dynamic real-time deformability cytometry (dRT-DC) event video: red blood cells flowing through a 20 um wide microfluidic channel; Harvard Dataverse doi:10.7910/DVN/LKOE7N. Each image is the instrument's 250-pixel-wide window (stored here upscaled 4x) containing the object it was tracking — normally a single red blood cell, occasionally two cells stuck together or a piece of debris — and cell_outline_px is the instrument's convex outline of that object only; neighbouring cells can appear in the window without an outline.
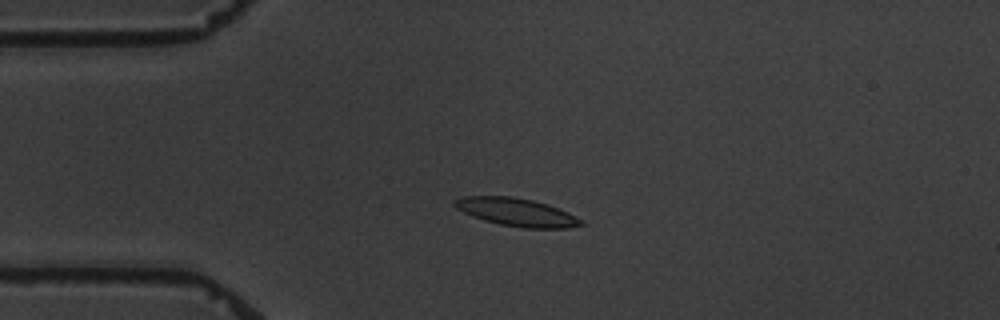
{"species": "common noctule bat (a hibernating species)", "species_latin": "Nyctalus noctula", "temperature_condition": "warm", "stored_images_in_passage": 6, "camera_frame_rate_fps": 3000, "um_per_image_px": 0.085, "animal": {"sex": "male", "body_mass_g": 19.5, "forearm_length_mm": 54.6}, "frame": {"image": 1, "passage_image": 4, "time_ms": 3.667, "image_size_px": [1000, 320], "cell_outline_px": [[584, 224], [568, 228], [524, 228], [500, 224], [484, 220], [472, 216], [456, 208], [452, 204], [452, 200], [460, 196], [512, 196], [532, 200], [548, 204], [568, 212], [584, 220]], "centroid_in_image_um": [43.9, 18.02], "position_along_channel_um": 41.1, "area_um2": 20.75}}
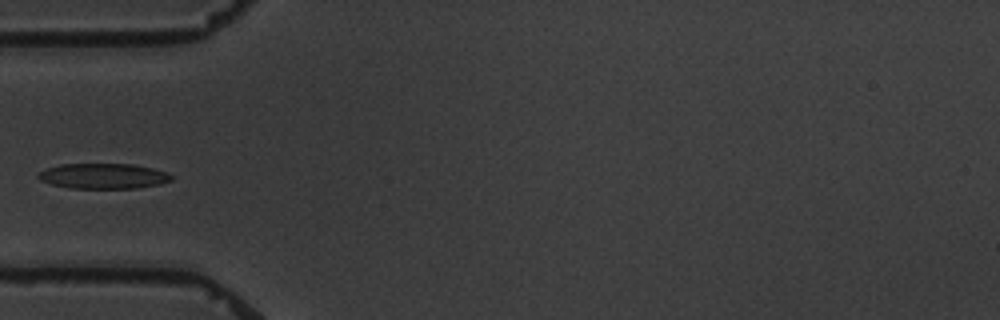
{"frame": {"image": 2, "passage_image": 5, "time_ms": 5.333, "image_size_px": [1000, 320], "cell_outline_px": [[172, 180], [160, 184], [136, 188], [68, 188], [52, 184], [40, 180], [36, 176], [40, 172], [48, 168], [60, 164], [132, 164], [152, 168], [168, 172], [172, 176]], "centroid_in_image_um": [8.8, 14.96], "position_along_channel_um": 76.2, "area_um2": 19.59}}
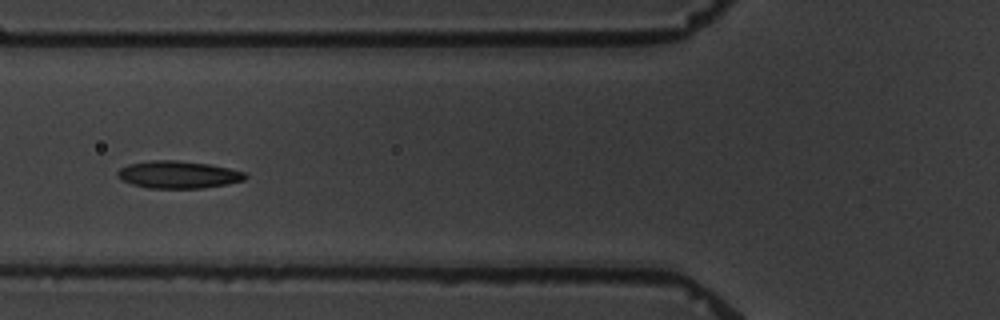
{"frame": {"image": 3, "passage_image": 6, "time_ms": 6.333, "image_size_px": [1000, 320], "cell_outline_px": [[248, 176], [244, 180], [228, 184], [204, 188], [148, 188], [132, 184], [116, 176], [116, 172], [120, 168], [128, 164], [152, 160], [176, 160], [208, 164], [248, 172]], "centroid_in_image_um": [15.18, 14.84], "position_along_channel_um": 110.6, "area_um2": 20.46}}